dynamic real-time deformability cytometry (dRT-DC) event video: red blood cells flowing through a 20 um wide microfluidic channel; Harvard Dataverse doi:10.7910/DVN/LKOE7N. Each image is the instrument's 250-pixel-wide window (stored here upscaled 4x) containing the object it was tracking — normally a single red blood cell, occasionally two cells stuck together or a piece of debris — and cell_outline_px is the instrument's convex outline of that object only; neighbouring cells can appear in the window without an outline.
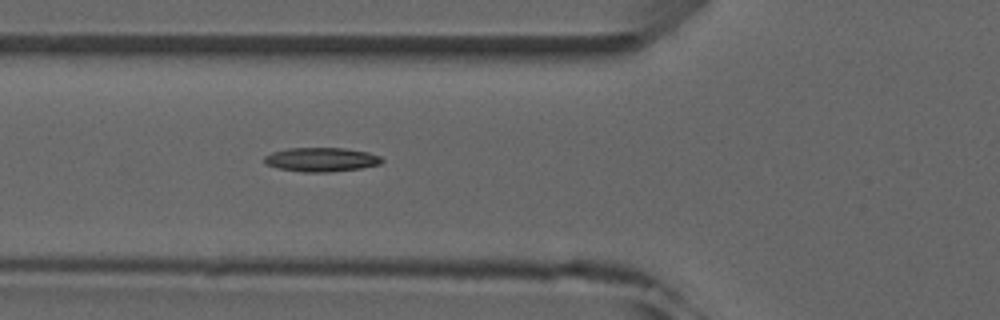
{"species": "common noctule bat (a hibernating species)", "species_latin": "Nyctalus noctula", "temperature_condition": "room temperature", "stored_images_in_passage": 6, "camera_frame_rate_fps": 3000, "um_per_image_px": 0.085, "animal": {"sex": "male", "forearm_length_mm": 52.5}, "frame": {"image": 1, "passage_image": 6, "time_ms": 5.667, "image_size_px": [1000, 320], "cell_outline_px": [[384, 160], [380, 164], [360, 168], [328, 172], [304, 172], [276, 168], [264, 164], [264, 156], [272, 152], [288, 148], [344, 148], [368, 152], [380, 156]], "centroid_in_image_um": [27.28, 13.56], "position_along_channel_um": 98.5, "area_um2": 16.53}}